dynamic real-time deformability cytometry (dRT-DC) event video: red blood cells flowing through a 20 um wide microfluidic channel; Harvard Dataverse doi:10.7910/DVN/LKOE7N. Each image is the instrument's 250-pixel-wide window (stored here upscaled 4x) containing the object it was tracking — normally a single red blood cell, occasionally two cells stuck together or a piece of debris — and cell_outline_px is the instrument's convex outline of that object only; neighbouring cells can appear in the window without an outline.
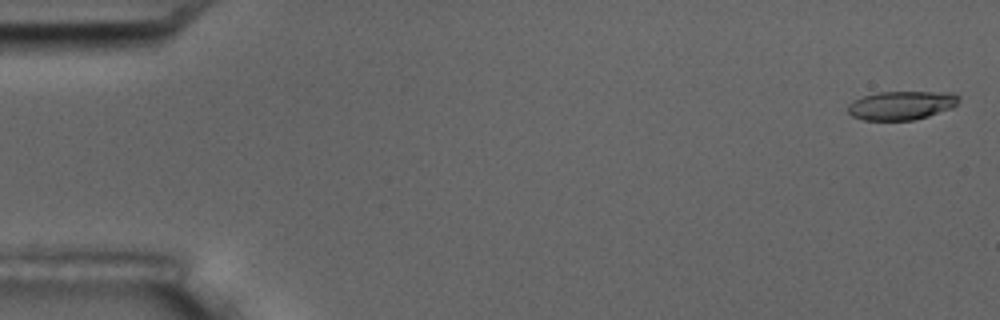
{"species": "common noctule bat (a hibernating species)", "species_latin": "Nyctalus noctula", "temperature_condition": "room temperature", "stored_images_in_passage": 8, "camera_frame_rate_fps": 3000, "um_per_image_px": 0.085, "animal": {"sex": "male", "body_mass_g": 17.5, "forearm_length_mm": 52.3}, "frame": {"image": 1, "passage_image": 1, "time_ms": 0.0, "image_size_px": [1000, 320], "cell_outline_px": [[960, 100], [952, 108], [928, 116], [912, 120], [864, 120], [852, 116], [848, 112], [848, 104], [852, 100], [864, 96], [880, 92], [952, 92], [960, 96]], "centroid_in_image_um": [76.63, 8.95], "position_along_channel_um": 8.4, "area_um2": 18.61}}
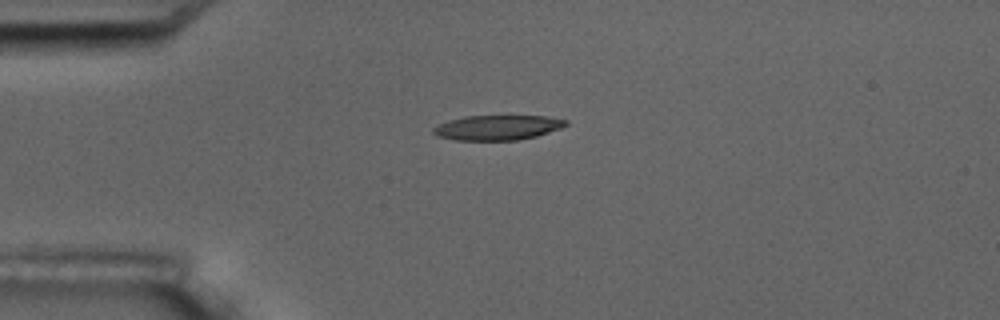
{"frame": {"image": 2, "passage_image": 5, "time_ms": 4.333, "image_size_px": [1000, 320], "cell_outline_px": [[568, 124], [560, 128], [536, 136], [516, 140], [456, 140], [436, 136], [432, 132], [432, 128], [448, 120], [464, 116], [548, 116], [568, 120]], "centroid_in_image_um": [42.27, 10.84], "position_along_channel_um": 42.7, "area_um2": 19.19}}